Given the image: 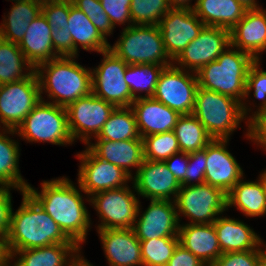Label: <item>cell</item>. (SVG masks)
I'll use <instances>...</instances> for the list:
<instances>
[{"label": "cell", "mask_w": 266, "mask_h": 266, "mask_svg": "<svg viewBox=\"0 0 266 266\" xmlns=\"http://www.w3.org/2000/svg\"><path fill=\"white\" fill-rule=\"evenodd\" d=\"M71 266H93V265L89 263L87 260H85L84 257L79 255L78 253Z\"/></svg>", "instance_id": "obj_52"}, {"label": "cell", "mask_w": 266, "mask_h": 266, "mask_svg": "<svg viewBox=\"0 0 266 266\" xmlns=\"http://www.w3.org/2000/svg\"><path fill=\"white\" fill-rule=\"evenodd\" d=\"M205 24L194 10L170 9L159 21L165 51L172 62L194 40Z\"/></svg>", "instance_id": "obj_16"}, {"label": "cell", "mask_w": 266, "mask_h": 266, "mask_svg": "<svg viewBox=\"0 0 266 266\" xmlns=\"http://www.w3.org/2000/svg\"><path fill=\"white\" fill-rule=\"evenodd\" d=\"M258 180L260 181V183H261V185L263 187V190H264V192L266 194V170L263 173H261V175H260Z\"/></svg>", "instance_id": "obj_54"}, {"label": "cell", "mask_w": 266, "mask_h": 266, "mask_svg": "<svg viewBox=\"0 0 266 266\" xmlns=\"http://www.w3.org/2000/svg\"><path fill=\"white\" fill-rule=\"evenodd\" d=\"M115 108V105L93 93L70 103L66 110L72 140L75 141L78 138L88 145L92 134L95 138L97 137Z\"/></svg>", "instance_id": "obj_13"}, {"label": "cell", "mask_w": 266, "mask_h": 266, "mask_svg": "<svg viewBox=\"0 0 266 266\" xmlns=\"http://www.w3.org/2000/svg\"><path fill=\"white\" fill-rule=\"evenodd\" d=\"M2 132L0 133V185L25 192L30 184L22 178L18 168L19 144L8 135H4L17 134L16 130L3 128Z\"/></svg>", "instance_id": "obj_33"}, {"label": "cell", "mask_w": 266, "mask_h": 266, "mask_svg": "<svg viewBox=\"0 0 266 266\" xmlns=\"http://www.w3.org/2000/svg\"><path fill=\"white\" fill-rule=\"evenodd\" d=\"M41 186V192H37L31 185L26 191L59 225L63 233L81 247L86 240L91 221L80 190L64 176L43 181Z\"/></svg>", "instance_id": "obj_1"}, {"label": "cell", "mask_w": 266, "mask_h": 266, "mask_svg": "<svg viewBox=\"0 0 266 266\" xmlns=\"http://www.w3.org/2000/svg\"><path fill=\"white\" fill-rule=\"evenodd\" d=\"M230 46L260 60L266 50V11L262 8L247 9L243 18L230 30Z\"/></svg>", "instance_id": "obj_20"}, {"label": "cell", "mask_w": 266, "mask_h": 266, "mask_svg": "<svg viewBox=\"0 0 266 266\" xmlns=\"http://www.w3.org/2000/svg\"><path fill=\"white\" fill-rule=\"evenodd\" d=\"M22 196L21 206L16 212L11 209L10 214L7 240L11 255L18 250L53 244H76L27 191Z\"/></svg>", "instance_id": "obj_2"}, {"label": "cell", "mask_w": 266, "mask_h": 266, "mask_svg": "<svg viewBox=\"0 0 266 266\" xmlns=\"http://www.w3.org/2000/svg\"><path fill=\"white\" fill-rule=\"evenodd\" d=\"M80 250L77 244H53L18 250L12 254V258H16L17 254L21 256L12 266H71Z\"/></svg>", "instance_id": "obj_28"}, {"label": "cell", "mask_w": 266, "mask_h": 266, "mask_svg": "<svg viewBox=\"0 0 266 266\" xmlns=\"http://www.w3.org/2000/svg\"><path fill=\"white\" fill-rule=\"evenodd\" d=\"M260 60H256L250 67L246 80L245 87V96L244 99L249 97V94L254 90V97L256 99H261V104L258 111H255L252 114V117L249 118V122L259 113H262L266 110V71L260 69L259 63Z\"/></svg>", "instance_id": "obj_42"}, {"label": "cell", "mask_w": 266, "mask_h": 266, "mask_svg": "<svg viewBox=\"0 0 266 266\" xmlns=\"http://www.w3.org/2000/svg\"><path fill=\"white\" fill-rule=\"evenodd\" d=\"M18 46L34 69L59 57L52 44L51 27L42 12L30 23Z\"/></svg>", "instance_id": "obj_25"}, {"label": "cell", "mask_w": 266, "mask_h": 266, "mask_svg": "<svg viewBox=\"0 0 266 266\" xmlns=\"http://www.w3.org/2000/svg\"><path fill=\"white\" fill-rule=\"evenodd\" d=\"M227 193V207H236L248 217H257L266 214V194L259 180L243 181Z\"/></svg>", "instance_id": "obj_32"}, {"label": "cell", "mask_w": 266, "mask_h": 266, "mask_svg": "<svg viewBox=\"0 0 266 266\" xmlns=\"http://www.w3.org/2000/svg\"><path fill=\"white\" fill-rule=\"evenodd\" d=\"M265 253L266 251L262 246L259 249L248 251L223 253L210 266H258Z\"/></svg>", "instance_id": "obj_43"}, {"label": "cell", "mask_w": 266, "mask_h": 266, "mask_svg": "<svg viewBox=\"0 0 266 266\" xmlns=\"http://www.w3.org/2000/svg\"><path fill=\"white\" fill-rule=\"evenodd\" d=\"M258 266H266V253L261 257Z\"/></svg>", "instance_id": "obj_55"}, {"label": "cell", "mask_w": 266, "mask_h": 266, "mask_svg": "<svg viewBox=\"0 0 266 266\" xmlns=\"http://www.w3.org/2000/svg\"><path fill=\"white\" fill-rule=\"evenodd\" d=\"M11 187L0 185V239H7L12 209Z\"/></svg>", "instance_id": "obj_46"}, {"label": "cell", "mask_w": 266, "mask_h": 266, "mask_svg": "<svg viewBox=\"0 0 266 266\" xmlns=\"http://www.w3.org/2000/svg\"><path fill=\"white\" fill-rule=\"evenodd\" d=\"M105 13L108 15L109 20L115 28L118 25L127 23L126 28L133 24L130 16L131 0H100ZM131 23V24H130Z\"/></svg>", "instance_id": "obj_44"}, {"label": "cell", "mask_w": 266, "mask_h": 266, "mask_svg": "<svg viewBox=\"0 0 266 266\" xmlns=\"http://www.w3.org/2000/svg\"><path fill=\"white\" fill-rule=\"evenodd\" d=\"M76 56H59L39 64L34 70L40 85L53 103L67 107L70 103L92 93V69L75 61ZM45 73V74H44Z\"/></svg>", "instance_id": "obj_3"}, {"label": "cell", "mask_w": 266, "mask_h": 266, "mask_svg": "<svg viewBox=\"0 0 266 266\" xmlns=\"http://www.w3.org/2000/svg\"><path fill=\"white\" fill-rule=\"evenodd\" d=\"M181 152L191 153L204 149L213 138L193 115H181L174 127Z\"/></svg>", "instance_id": "obj_36"}, {"label": "cell", "mask_w": 266, "mask_h": 266, "mask_svg": "<svg viewBox=\"0 0 266 266\" xmlns=\"http://www.w3.org/2000/svg\"><path fill=\"white\" fill-rule=\"evenodd\" d=\"M16 133L28 142H49L55 145L72 144L68 129L66 107L41 101L17 127Z\"/></svg>", "instance_id": "obj_7"}, {"label": "cell", "mask_w": 266, "mask_h": 266, "mask_svg": "<svg viewBox=\"0 0 266 266\" xmlns=\"http://www.w3.org/2000/svg\"><path fill=\"white\" fill-rule=\"evenodd\" d=\"M164 67L157 64L127 65L124 78L134 99L154 96L159 75ZM142 91H146L145 96L136 94Z\"/></svg>", "instance_id": "obj_37"}, {"label": "cell", "mask_w": 266, "mask_h": 266, "mask_svg": "<svg viewBox=\"0 0 266 266\" xmlns=\"http://www.w3.org/2000/svg\"><path fill=\"white\" fill-rule=\"evenodd\" d=\"M42 12V0L15 2L10 12L3 18L0 26V38L19 44L30 23Z\"/></svg>", "instance_id": "obj_31"}, {"label": "cell", "mask_w": 266, "mask_h": 266, "mask_svg": "<svg viewBox=\"0 0 266 266\" xmlns=\"http://www.w3.org/2000/svg\"><path fill=\"white\" fill-rule=\"evenodd\" d=\"M192 114L213 139H230L229 136L245 118L238 100L199 86Z\"/></svg>", "instance_id": "obj_6"}, {"label": "cell", "mask_w": 266, "mask_h": 266, "mask_svg": "<svg viewBox=\"0 0 266 266\" xmlns=\"http://www.w3.org/2000/svg\"><path fill=\"white\" fill-rule=\"evenodd\" d=\"M179 244L210 266L223 253L214 224H185L179 227Z\"/></svg>", "instance_id": "obj_23"}, {"label": "cell", "mask_w": 266, "mask_h": 266, "mask_svg": "<svg viewBox=\"0 0 266 266\" xmlns=\"http://www.w3.org/2000/svg\"><path fill=\"white\" fill-rule=\"evenodd\" d=\"M81 161L78 173L79 189L88 197L110 189L126 186L132 177L110 162L98 158L88 147L76 155Z\"/></svg>", "instance_id": "obj_14"}, {"label": "cell", "mask_w": 266, "mask_h": 266, "mask_svg": "<svg viewBox=\"0 0 266 266\" xmlns=\"http://www.w3.org/2000/svg\"><path fill=\"white\" fill-rule=\"evenodd\" d=\"M140 136L173 131L178 118L177 111L169 108L153 97H142L132 102Z\"/></svg>", "instance_id": "obj_22"}, {"label": "cell", "mask_w": 266, "mask_h": 266, "mask_svg": "<svg viewBox=\"0 0 266 266\" xmlns=\"http://www.w3.org/2000/svg\"><path fill=\"white\" fill-rule=\"evenodd\" d=\"M140 208L139 205V218H136L133 227L139 240L178 237L180 224L173 200H150V205L142 214Z\"/></svg>", "instance_id": "obj_17"}, {"label": "cell", "mask_w": 266, "mask_h": 266, "mask_svg": "<svg viewBox=\"0 0 266 266\" xmlns=\"http://www.w3.org/2000/svg\"><path fill=\"white\" fill-rule=\"evenodd\" d=\"M23 69L29 72L23 73ZM33 71L18 44L0 38V86L25 79Z\"/></svg>", "instance_id": "obj_35"}, {"label": "cell", "mask_w": 266, "mask_h": 266, "mask_svg": "<svg viewBox=\"0 0 266 266\" xmlns=\"http://www.w3.org/2000/svg\"><path fill=\"white\" fill-rule=\"evenodd\" d=\"M230 47V30L222 27L204 26L173 61L178 68L197 73L204 65L215 61L224 49ZM177 61V62H176ZM186 68V69H185Z\"/></svg>", "instance_id": "obj_15"}, {"label": "cell", "mask_w": 266, "mask_h": 266, "mask_svg": "<svg viewBox=\"0 0 266 266\" xmlns=\"http://www.w3.org/2000/svg\"><path fill=\"white\" fill-rule=\"evenodd\" d=\"M142 139L145 160L164 162L173 154L180 152L174 131L152 134Z\"/></svg>", "instance_id": "obj_39"}, {"label": "cell", "mask_w": 266, "mask_h": 266, "mask_svg": "<svg viewBox=\"0 0 266 266\" xmlns=\"http://www.w3.org/2000/svg\"><path fill=\"white\" fill-rule=\"evenodd\" d=\"M14 2H22V1H27V0H12Z\"/></svg>", "instance_id": "obj_56"}, {"label": "cell", "mask_w": 266, "mask_h": 266, "mask_svg": "<svg viewBox=\"0 0 266 266\" xmlns=\"http://www.w3.org/2000/svg\"><path fill=\"white\" fill-rule=\"evenodd\" d=\"M170 10L167 0H131L130 16L133 25H158Z\"/></svg>", "instance_id": "obj_40"}, {"label": "cell", "mask_w": 266, "mask_h": 266, "mask_svg": "<svg viewBox=\"0 0 266 266\" xmlns=\"http://www.w3.org/2000/svg\"><path fill=\"white\" fill-rule=\"evenodd\" d=\"M188 168L185 173V186L191 185V181H198L192 184L205 183L206 169V147L204 149L188 153Z\"/></svg>", "instance_id": "obj_45"}, {"label": "cell", "mask_w": 266, "mask_h": 266, "mask_svg": "<svg viewBox=\"0 0 266 266\" xmlns=\"http://www.w3.org/2000/svg\"><path fill=\"white\" fill-rule=\"evenodd\" d=\"M103 60L92 74V93L116 107H129L135 100L125 82L127 65L111 50L101 52Z\"/></svg>", "instance_id": "obj_11"}, {"label": "cell", "mask_w": 266, "mask_h": 266, "mask_svg": "<svg viewBox=\"0 0 266 266\" xmlns=\"http://www.w3.org/2000/svg\"><path fill=\"white\" fill-rule=\"evenodd\" d=\"M175 65L164 67L156 85L153 98L177 111L180 115L193 113L198 88L196 73Z\"/></svg>", "instance_id": "obj_12"}, {"label": "cell", "mask_w": 266, "mask_h": 266, "mask_svg": "<svg viewBox=\"0 0 266 266\" xmlns=\"http://www.w3.org/2000/svg\"><path fill=\"white\" fill-rule=\"evenodd\" d=\"M121 34L120 39L109 46V50L126 64H157L165 67L175 64L165 51L158 25H132L125 27Z\"/></svg>", "instance_id": "obj_5"}, {"label": "cell", "mask_w": 266, "mask_h": 266, "mask_svg": "<svg viewBox=\"0 0 266 266\" xmlns=\"http://www.w3.org/2000/svg\"><path fill=\"white\" fill-rule=\"evenodd\" d=\"M179 161L182 162L179 163ZM188 161V153L181 151L173 154L170 158L164 161L181 186H185V173L188 168Z\"/></svg>", "instance_id": "obj_48"}, {"label": "cell", "mask_w": 266, "mask_h": 266, "mask_svg": "<svg viewBox=\"0 0 266 266\" xmlns=\"http://www.w3.org/2000/svg\"><path fill=\"white\" fill-rule=\"evenodd\" d=\"M12 255L7 239H0V266H11Z\"/></svg>", "instance_id": "obj_50"}, {"label": "cell", "mask_w": 266, "mask_h": 266, "mask_svg": "<svg viewBox=\"0 0 266 266\" xmlns=\"http://www.w3.org/2000/svg\"><path fill=\"white\" fill-rule=\"evenodd\" d=\"M229 139H213L206 146L205 183L222 189L226 194L243 177V170L226 149Z\"/></svg>", "instance_id": "obj_19"}, {"label": "cell", "mask_w": 266, "mask_h": 266, "mask_svg": "<svg viewBox=\"0 0 266 266\" xmlns=\"http://www.w3.org/2000/svg\"><path fill=\"white\" fill-rule=\"evenodd\" d=\"M167 2L170 9L194 10V5H190V0H167Z\"/></svg>", "instance_id": "obj_51"}, {"label": "cell", "mask_w": 266, "mask_h": 266, "mask_svg": "<svg viewBox=\"0 0 266 266\" xmlns=\"http://www.w3.org/2000/svg\"><path fill=\"white\" fill-rule=\"evenodd\" d=\"M245 8L237 0H196L194 12L205 26L231 30L244 16Z\"/></svg>", "instance_id": "obj_29"}, {"label": "cell", "mask_w": 266, "mask_h": 266, "mask_svg": "<svg viewBox=\"0 0 266 266\" xmlns=\"http://www.w3.org/2000/svg\"><path fill=\"white\" fill-rule=\"evenodd\" d=\"M42 13L51 27L54 51L59 56H73V41L68 28L70 0H42Z\"/></svg>", "instance_id": "obj_27"}, {"label": "cell", "mask_w": 266, "mask_h": 266, "mask_svg": "<svg viewBox=\"0 0 266 266\" xmlns=\"http://www.w3.org/2000/svg\"><path fill=\"white\" fill-rule=\"evenodd\" d=\"M135 195L126 185L90 196L88 201L93 204L101 219L98 230L133 228L140 204Z\"/></svg>", "instance_id": "obj_10"}, {"label": "cell", "mask_w": 266, "mask_h": 266, "mask_svg": "<svg viewBox=\"0 0 266 266\" xmlns=\"http://www.w3.org/2000/svg\"><path fill=\"white\" fill-rule=\"evenodd\" d=\"M41 101L40 85L35 70L25 79L0 86V125L14 129Z\"/></svg>", "instance_id": "obj_9"}, {"label": "cell", "mask_w": 266, "mask_h": 266, "mask_svg": "<svg viewBox=\"0 0 266 266\" xmlns=\"http://www.w3.org/2000/svg\"><path fill=\"white\" fill-rule=\"evenodd\" d=\"M133 180V189L138 195L150 200L173 201L180 190L181 184L163 161L145 160L136 171Z\"/></svg>", "instance_id": "obj_18"}, {"label": "cell", "mask_w": 266, "mask_h": 266, "mask_svg": "<svg viewBox=\"0 0 266 266\" xmlns=\"http://www.w3.org/2000/svg\"><path fill=\"white\" fill-rule=\"evenodd\" d=\"M142 138L140 136L136 116L129 107H116L104 123L96 140L123 141Z\"/></svg>", "instance_id": "obj_34"}, {"label": "cell", "mask_w": 266, "mask_h": 266, "mask_svg": "<svg viewBox=\"0 0 266 266\" xmlns=\"http://www.w3.org/2000/svg\"><path fill=\"white\" fill-rule=\"evenodd\" d=\"M109 266H143L141 244L133 228L98 230Z\"/></svg>", "instance_id": "obj_21"}, {"label": "cell", "mask_w": 266, "mask_h": 266, "mask_svg": "<svg viewBox=\"0 0 266 266\" xmlns=\"http://www.w3.org/2000/svg\"><path fill=\"white\" fill-rule=\"evenodd\" d=\"M237 1L240 2L247 9L261 8L256 3V0H237Z\"/></svg>", "instance_id": "obj_53"}, {"label": "cell", "mask_w": 266, "mask_h": 266, "mask_svg": "<svg viewBox=\"0 0 266 266\" xmlns=\"http://www.w3.org/2000/svg\"><path fill=\"white\" fill-rule=\"evenodd\" d=\"M247 125L246 137L257 142L256 144H260L266 150V110L257 114Z\"/></svg>", "instance_id": "obj_47"}, {"label": "cell", "mask_w": 266, "mask_h": 266, "mask_svg": "<svg viewBox=\"0 0 266 266\" xmlns=\"http://www.w3.org/2000/svg\"><path fill=\"white\" fill-rule=\"evenodd\" d=\"M166 266H206L189 250L178 244Z\"/></svg>", "instance_id": "obj_49"}, {"label": "cell", "mask_w": 266, "mask_h": 266, "mask_svg": "<svg viewBox=\"0 0 266 266\" xmlns=\"http://www.w3.org/2000/svg\"><path fill=\"white\" fill-rule=\"evenodd\" d=\"M68 28L73 41V56L78 55V44L86 51L101 53L109 49L107 42L90 19L70 0V13L68 16Z\"/></svg>", "instance_id": "obj_30"}, {"label": "cell", "mask_w": 266, "mask_h": 266, "mask_svg": "<svg viewBox=\"0 0 266 266\" xmlns=\"http://www.w3.org/2000/svg\"><path fill=\"white\" fill-rule=\"evenodd\" d=\"M174 202L179 223L181 213L191 220L189 224H213L228 209L227 194L206 183L181 186Z\"/></svg>", "instance_id": "obj_8"}, {"label": "cell", "mask_w": 266, "mask_h": 266, "mask_svg": "<svg viewBox=\"0 0 266 266\" xmlns=\"http://www.w3.org/2000/svg\"><path fill=\"white\" fill-rule=\"evenodd\" d=\"M213 224L222 253L259 249L264 244L253 229L235 218L218 216Z\"/></svg>", "instance_id": "obj_26"}, {"label": "cell", "mask_w": 266, "mask_h": 266, "mask_svg": "<svg viewBox=\"0 0 266 266\" xmlns=\"http://www.w3.org/2000/svg\"><path fill=\"white\" fill-rule=\"evenodd\" d=\"M230 48L225 49L215 61L204 65L196 73L198 86L238 100L242 105V114L246 117L251 109L242 100L248 71L256 60L246 52L237 48L235 50L233 46Z\"/></svg>", "instance_id": "obj_4"}, {"label": "cell", "mask_w": 266, "mask_h": 266, "mask_svg": "<svg viewBox=\"0 0 266 266\" xmlns=\"http://www.w3.org/2000/svg\"><path fill=\"white\" fill-rule=\"evenodd\" d=\"M72 4L80 9L98 29L101 35L107 39L113 32L108 15L105 13L100 0H71Z\"/></svg>", "instance_id": "obj_41"}, {"label": "cell", "mask_w": 266, "mask_h": 266, "mask_svg": "<svg viewBox=\"0 0 266 266\" xmlns=\"http://www.w3.org/2000/svg\"><path fill=\"white\" fill-rule=\"evenodd\" d=\"M143 266H166L179 244V237L140 240Z\"/></svg>", "instance_id": "obj_38"}, {"label": "cell", "mask_w": 266, "mask_h": 266, "mask_svg": "<svg viewBox=\"0 0 266 266\" xmlns=\"http://www.w3.org/2000/svg\"><path fill=\"white\" fill-rule=\"evenodd\" d=\"M88 148L100 159L121 167L131 177L130 168L139 169L144 161L143 139L123 141L97 140Z\"/></svg>", "instance_id": "obj_24"}]
</instances>
